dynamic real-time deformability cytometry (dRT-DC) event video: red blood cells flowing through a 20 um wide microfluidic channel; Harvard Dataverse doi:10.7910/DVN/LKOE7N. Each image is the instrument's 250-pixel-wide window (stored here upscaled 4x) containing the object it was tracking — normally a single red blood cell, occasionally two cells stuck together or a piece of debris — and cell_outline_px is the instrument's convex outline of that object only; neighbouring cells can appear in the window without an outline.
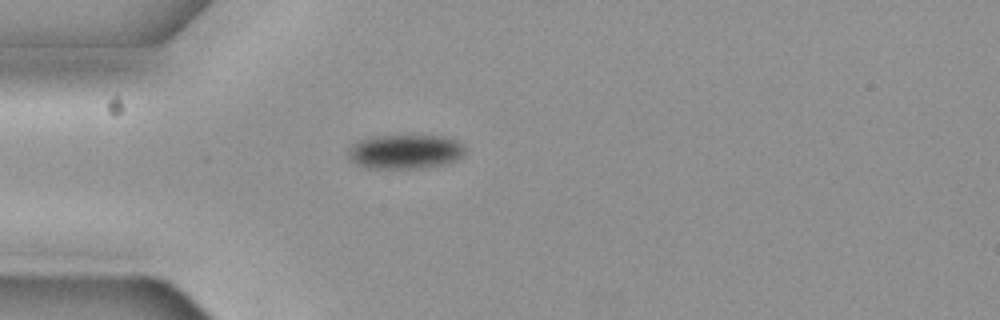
{"species": "common noctule bat (a hibernating species)", "species_latin": "Nyctalus noctula", "temperature_condition": "cold", "stored_images_in_passage": 42, "camera_frame_rate_fps": 3000, "um_per_image_px": 0.085, "animal": {"sex": "female", "body_mass_g": 19.3, "forearm_length_mm": 54.1}, "frame": {"image": 1, "passage_image": 1, "time_ms": 0.0, "image_size_px": [1000, 320], "cell_outline_px": [[464, 152], [456, 160], [444, 164], [420, 168], [364, 168], [348, 160], [348, 148], [352, 144], [368, 136], [444, 136], [456, 140], [464, 148]], "centroid_in_image_um": [34.36, 12.89], "position_along_channel_um": 50.6, "area_um2": 23.41}}
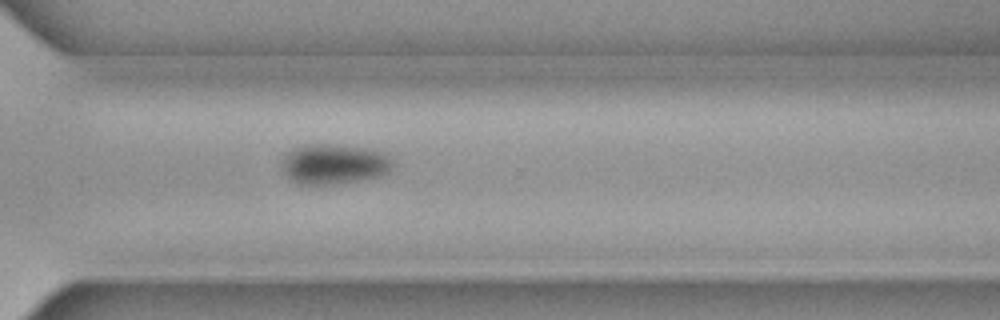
{"frame": {"image": 2, "passage_image": 26, "time_ms": 8.333, "image_size_px": [1000, 320], "cell_outline_px": [[396, 164], [388, 172], [380, 176], [360, 180], [332, 184], [300, 184], [292, 180], [280, 168], [284, 156], [288, 152], [304, 144], [332, 144], [364, 148], [384, 152]], "centroid_in_image_um": [28.41, 13.94], "position_along_channel_um": 342.2, "area_um2": 25.95}}
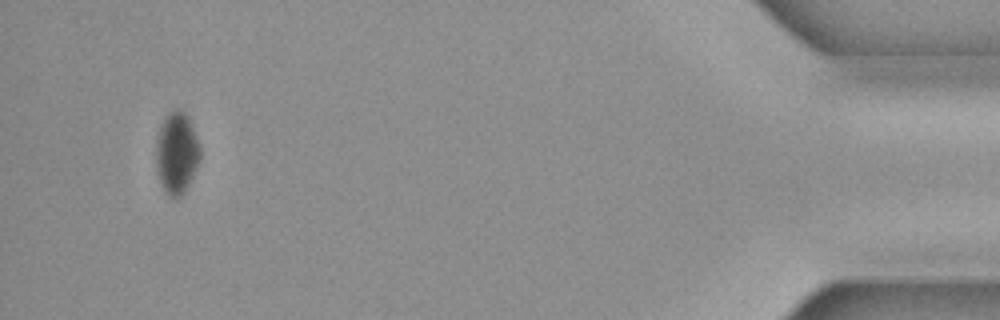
{"frame": {"image": 3, "passage_image": 39, "time_ms": 12.667, "image_size_px": [1000, 320], "cell_outline_px": [[200, 160], [180, 196], [168, 196], [164, 192], [160, 184], [156, 172], [156, 140], [164, 116], [168, 112], [176, 108], [184, 112], [192, 128], [200, 148]], "centroid_in_image_um": [14.96, 12.99], "position_along_channel_um": 420.2, "area_um2": 20.58}}